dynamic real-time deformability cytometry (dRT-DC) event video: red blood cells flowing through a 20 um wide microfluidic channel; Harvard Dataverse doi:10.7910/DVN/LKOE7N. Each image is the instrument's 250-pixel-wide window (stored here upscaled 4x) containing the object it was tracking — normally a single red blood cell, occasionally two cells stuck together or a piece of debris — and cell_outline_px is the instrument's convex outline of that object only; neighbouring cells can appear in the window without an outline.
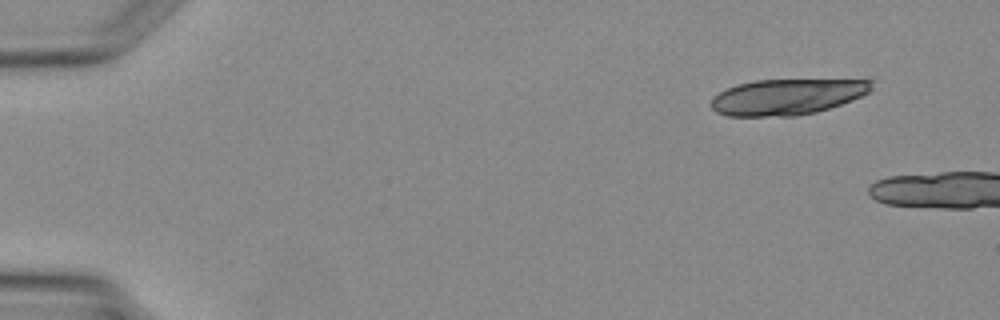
{"species": "Egyptian fruit bat (a non-hibernating species)", "species_latin": "Rousettus aegyptiacus", "temperature_condition": "warm", "stored_images_in_passage": 3, "camera_frame_rate_fps": 3000, "um_per_image_px": 0.085, "animal": {"sex": "female"}, "frame": {"image": 1, "passage_image": 1, "time_ms": 0.0, "image_size_px": [1000, 320], "cell_outline_px": [[876, 80], [868, 92], [852, 100], [816, 112], [796, 116], [728, 116], [716, 112], [712, 108], [712, 100], [720, 92], [736, 84], [756, 80]], "centroid_in_image_um": [66.9, 8.23], "position_along_channel_um": 18.1, "area_um2": 33.23}}